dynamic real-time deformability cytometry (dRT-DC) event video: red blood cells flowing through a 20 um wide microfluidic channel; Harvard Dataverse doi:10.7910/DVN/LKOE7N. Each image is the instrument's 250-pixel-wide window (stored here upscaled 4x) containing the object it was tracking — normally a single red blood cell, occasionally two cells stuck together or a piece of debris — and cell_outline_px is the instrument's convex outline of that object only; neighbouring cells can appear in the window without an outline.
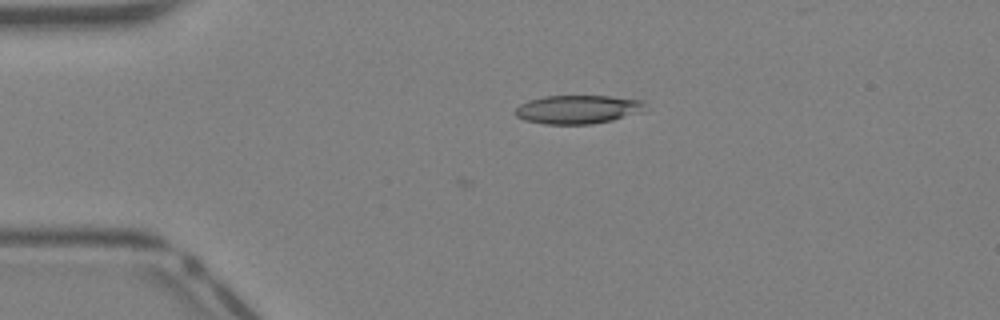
{"species": "Egyptian fruit bat (a non-hibernating species)", "species_latin": "Rousettus aegyptiacus", "temperature_condition": "warm", "stored_images_in_passage": 5, "camera_frame_rate_fps": 3000, "um_per_image_px": 0.085, "animal": {"sex": "female"}, "frame": {"image": 1, "passage_image": 1, "time_ms": 0.0, "image_size_px": [1000, 320], "cell_outline_px": [[644, 104], [640, 112], [612, 120], [592, 124], [544, 124], [524, 120], [516, 116], [516, 108], [520, 104], [528, 100], [544, 96], [608, 96], [644, 100]], "centroid_in_image_um": [49.07, 9.3], "position_along_channel_um": 35.9, "area_um2": 21.5}}